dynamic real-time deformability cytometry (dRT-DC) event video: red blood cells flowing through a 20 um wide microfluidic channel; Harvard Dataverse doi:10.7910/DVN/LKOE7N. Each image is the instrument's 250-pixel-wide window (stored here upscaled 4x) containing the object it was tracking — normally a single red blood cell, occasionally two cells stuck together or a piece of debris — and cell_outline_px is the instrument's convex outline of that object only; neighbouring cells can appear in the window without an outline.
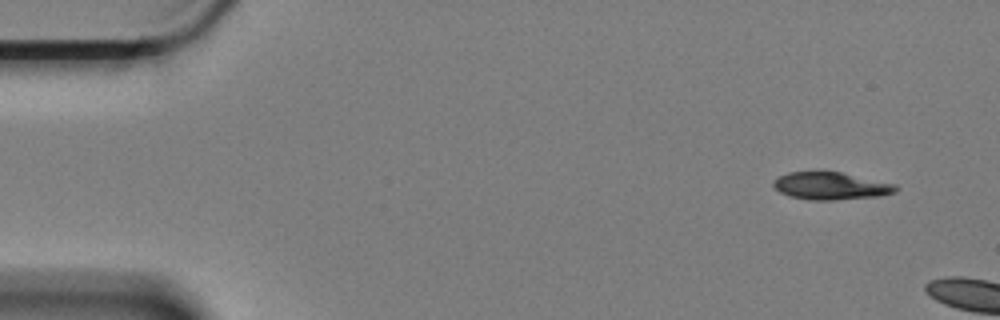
{"species": "Egyptian fruit bat (a non-hibernating species)", "species_latin": "Rousettus aegyptiacus", "temperature_condition": "cold", "stored_images_in_passage": 3, "camera_frame_rate_fps": 3000, "um_per_image_px": 0.085, "animal": {"sex": "female"}, "frame": {"image": 1, "passage_image": 1, "time_ms": 0.0, "image_size_px": [1000, 320], "cell_outline_px": [[900, 188], [896, 192], [880, 196], [836, 200], [808, 200], [788, 196], [780, 192], [772, 184], [772, 180], [776, 176], [788, 172], [816, 168], [820, 168], [840, 172], [896, 184]], "centroid_in_image_um": [70.55, 15.76], "position_along_channel_um": 14.4, "area_um2": 20.58}}